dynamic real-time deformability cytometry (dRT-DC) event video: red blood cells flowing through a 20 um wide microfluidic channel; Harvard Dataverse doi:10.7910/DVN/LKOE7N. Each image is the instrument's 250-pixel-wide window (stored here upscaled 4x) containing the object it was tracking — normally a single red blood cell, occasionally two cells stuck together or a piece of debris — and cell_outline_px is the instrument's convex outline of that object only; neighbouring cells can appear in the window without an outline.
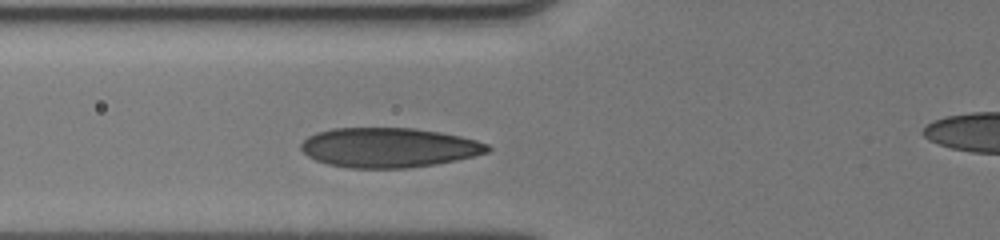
{"species": "human", "species_latin": "Homo sapiens", "temperature_condition": "cold", "stored_images_in_passage": 3, "segment_of_instrument_passage": [1, 2], "camera_frame_rate_fps": 3000, "um_per_image_px": 0.085, "donor": {"sex": "male"}, "frame": {"image": 1, "passage_image": 2, "time_ms": 0.667, "image_size_px": [1000, 240], "cell_outline_px": [[492, 148], [488, 152], [456, 160], [436, 164], [408, 168], [348, 168], [328, 164], [316, 160], [308, 156], [300, 148], [300, 144], [308, 136], [316, 132], [332, 128], [412, 128], [440, 132], [460, 136], [476, 140], [488, 144]], "centroid_in_image_um": [33.03, 12.54], "position_along_channel_um": 92.8, "area_um2": 43.18}}